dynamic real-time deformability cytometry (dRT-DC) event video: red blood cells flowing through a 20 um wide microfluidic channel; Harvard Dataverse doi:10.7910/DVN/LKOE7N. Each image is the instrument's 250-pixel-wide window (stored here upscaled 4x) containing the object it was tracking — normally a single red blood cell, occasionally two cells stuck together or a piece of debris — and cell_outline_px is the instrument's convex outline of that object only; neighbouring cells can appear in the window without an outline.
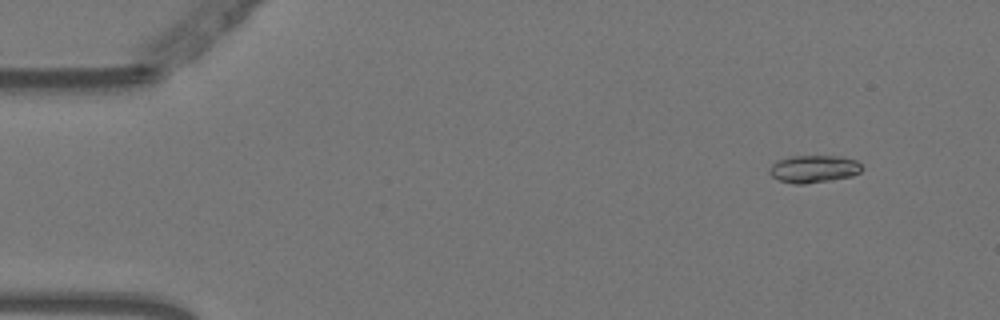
{"species": "Egyptian fruit bat (a non-hibernating species)", "species_latin": "Rousettus aegyptiacus", "temperature_condition": "warm", "stored_images_in_passage": 54, "camera_frame_rate_fps": 3000, "um_per_image_px": 0.085, "animal": {"sex": "female"}, "frame": {"image": 1, "passage_image": 5, "time_ms": 1.333, "image_size_px": [1000, 320], "cell_outline_px": [[864, 168], [860, 172], [852, 176], [804, 184], [792, 184], [780, 180], [772, 176], [768, 172], [768, 168], [772, 164], [780, 160], [792, 156], [840, 156], [856, 160]], "centroid_in_image_um": [69.17, 14.36], "position_along_channel_um": 15.8, "area_um2": 14.74}}
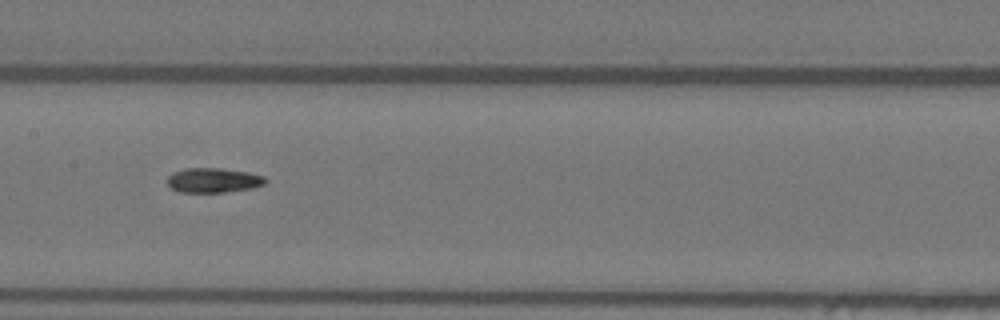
{"frame": {"image": 2, "passage_image": 27, "time_ms": 8.667, "image_size_px": [1000, 320], "cell_outline_px": [[268, 180], [264, 184], [252, 188], [224, 192], [180, 192], [172, 188], [168, 184], [168, 176], [172, 172], [184, 168], [220, 168], [248, 172], [264, 176]], "centroid_in_image_um": [18.14, 15.31], "position_along_channel_um": 189.3, "area_um2": 14.1}}
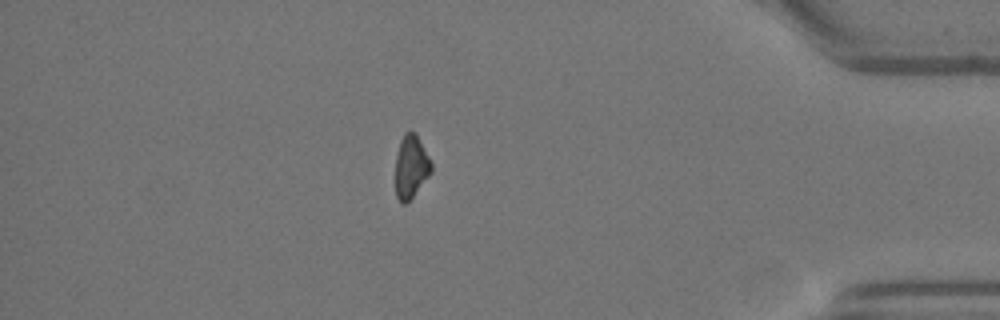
{"frame": {"image": 3, "passage_image": 47, "time_ms": 15.333, "image_size_px": [1000, 320], "cell_outline_px": [[432, 172], [412, 196], [404, 204], [396, 196], [396, 156], [400, 140], [404, 132], [416, 132], [432, 164]], "centroid_in_image_um": [34.94, 14.12], "position_along_channel_um": 400.3, "area_um2": 12.95}, "authors_computed_cell_mechanics": {"area_um2": 14.0743, "velocity_mm_per_s": 3.7604, "shape_relaxation_time_tau1_ms": 9.7485, "shape_relaxation_time_tau2_ms": 2.7365, "deformation_change_tau1": 0.2428, "deformation_change_tau2": 0.0788}}